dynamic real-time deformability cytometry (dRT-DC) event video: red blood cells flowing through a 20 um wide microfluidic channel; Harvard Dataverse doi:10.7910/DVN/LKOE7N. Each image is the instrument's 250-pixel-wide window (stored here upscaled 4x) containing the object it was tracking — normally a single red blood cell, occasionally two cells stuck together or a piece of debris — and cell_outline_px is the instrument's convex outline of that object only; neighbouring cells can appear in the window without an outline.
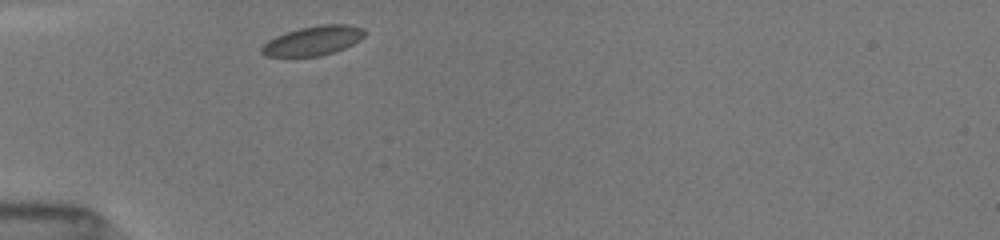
{"species": "common noctule bat (a hibernating species)", "species_latin": "Nyctalus noctula", "temperature_condition": "room temperature", "stored_images_in_passage": 36, "camera_frame_rate_fps": 3000, "um_per_image_px": 0.085, "animal": {"sex": "female", "body_mass_g": 19.5, "forearm_length_mm": 54.1}, "frame": {"image": 1, "passage_image": 1, "time_ms": 0.0, "image_size_px": [1000, 240], "cell_outline_px": [[364, 32], [360, 36], [348, 44], [340, 48], [328, 52], [312, 56], [272, 56], [264, 52], [264, 48], [272, 40], [280, 36], [304, 28], [356, 28]], "centroid_in_image_um": [26.49, 3.54], "position_along_channel_um": 58.5, "area_um2": 14.45}}
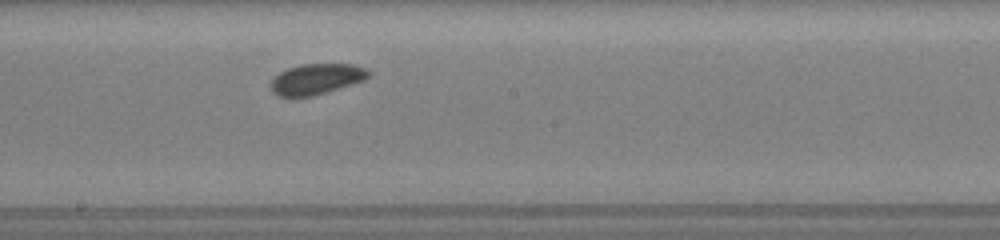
{"frame": {"image": 2, "passage_image": 14, "time_ms": 4.333, "image_size_px": [1000, 240], "cell_outline_px": [[364, 76], [356, 80], [304, 96], [284, 96], [276, 92], [272, 84], [284, 72], [292, 68], [316, 64], [340, 64], [356, 68], [364, 72]], "centroid_in_image_um": [26.75, 6.71], "position_along_channel_um": 221.4, "area_um2": 14.39}}
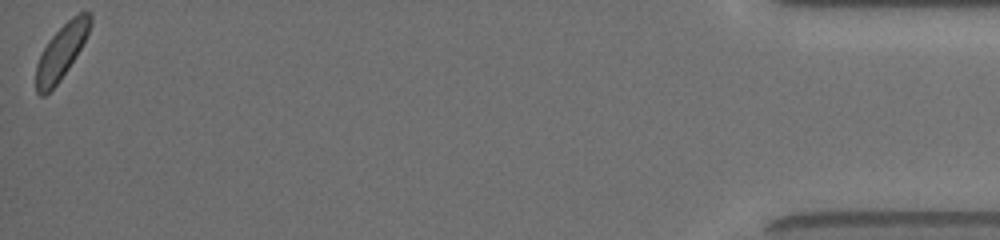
{"frame": {"image": 3, "passage_image": 36, "time_ms": 11.667, "image_size_px": [1000, 240], "cell_outline_px": [[88, 32], [80, 48], [56, 84], [48, 92], [40, 92], [36, 88], [36, 68], [40, 56], [44, 48], [56, 32], [64, 24], [80, 12], [88, 12]], "centroid_in_image_um": [5.18, 4.4], "position_along_channel_um": 430.0, "area_um2": 15.61}}